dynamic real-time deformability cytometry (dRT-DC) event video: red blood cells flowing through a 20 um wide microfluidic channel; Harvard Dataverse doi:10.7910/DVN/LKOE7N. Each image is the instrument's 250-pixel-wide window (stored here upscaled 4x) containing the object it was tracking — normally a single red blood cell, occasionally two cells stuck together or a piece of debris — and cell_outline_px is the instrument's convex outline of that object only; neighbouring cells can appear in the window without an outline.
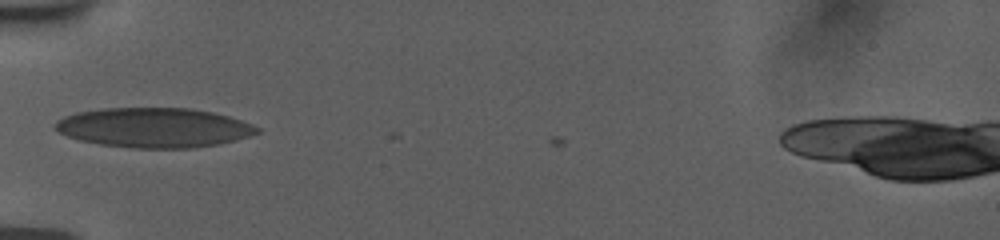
{"species": "human", "species_latin": "Homo sapiens", "temperature_condition": "room temperature", "stored_images_in_passage": 43, "camera_frame_rate_fps": 3000, "um_per_image_px": 0.085, "donor": {"sex": "female"}, "frame": {"image": 1, "passage_image": 1, "time_ms": 0.0, "image_size_px": [1000, 240], "cell_outline_px": [[260, 132], [248, 136], [216, 144], [192, 148], [132, 148], [100, 144], [80, 140], [68, 136], [60, 132], [56, 128], [56, 120], [64, 116], [76, 112], [100, 108], [188, 108], [212, 112], [228, 116], [252, 124], [260, 128]], "centroid_in_image_um": [13.07, 10.84], "position_along_channel_um": 71.9, "area_um2": 46.41}}
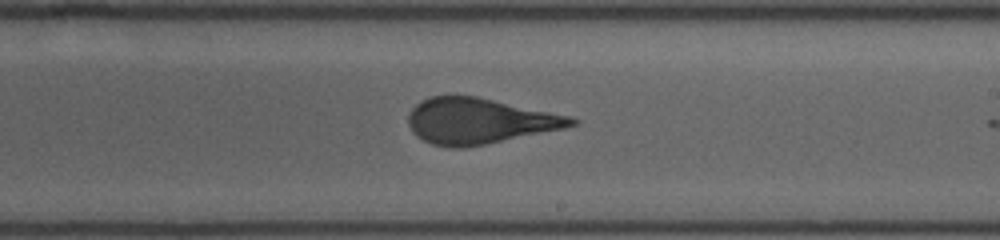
{"frame": {"image": 2, "passage_image": 22, "time_ms": 4.667, "image_size_px": [1000, 240], "cell_outline_px": [[580, 120], [576, 124], [564, 128], [484, 144], [460, 148], [448, 148], [432, 144], [416, 136], [412, 132], [408, 124], [408, 116], [412, 108], [420, 100], [432, 96], [476, 96], [572, 116]], "centroid_in_image_um": [40.72, 10.28], "position_along_channel_um": 248.3, "area_um2": 43.23}}
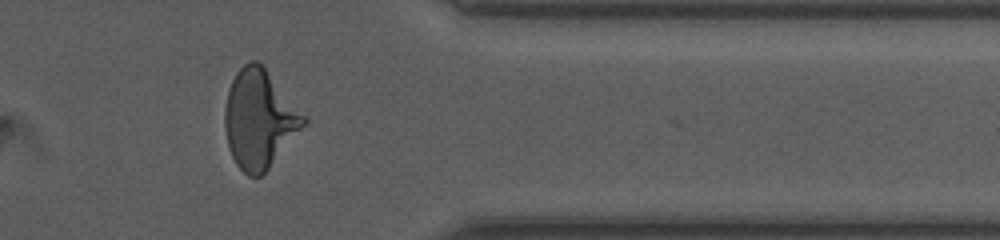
{"frame": {"image": 3, "passage_image": 36, "time_ms": 8.667, "image_size_px": [1000, 240], "cell_outline_px": [[308, 124], [268, 168], [260, 176], [248, 176], [236, 164], [228, 148], [224, 128], [224, 108], [228, 92], [232, 80], [236, 72], [248, 60], [256, 60], [264, 68], [308, 116]], "centroid_in_image_um": [22.06, 10.12], "position_along_channel_um": 389.3, "area_um2": 45.43}, "authors_computed_cell_mechanics": {"area_um2": 43.5234, "velocity_mm_per_s": 3.7826, "shape_relaxation_time_tau1_ms": 8.0773, "shape_relaxation_time_tau2_ms": null, "deformation_change_tau1": 0.2359, "deformation_change_tau2": null}}